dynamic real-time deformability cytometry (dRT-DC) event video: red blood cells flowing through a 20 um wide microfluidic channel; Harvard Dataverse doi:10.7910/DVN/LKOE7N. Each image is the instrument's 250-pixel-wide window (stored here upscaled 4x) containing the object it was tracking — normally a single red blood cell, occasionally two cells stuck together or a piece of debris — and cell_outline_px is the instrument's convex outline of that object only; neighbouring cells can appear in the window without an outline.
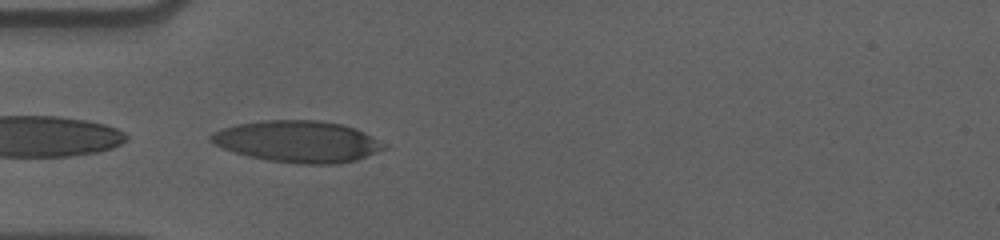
{"species": "human", "species_latin": "Homo sapiens", "temperature_condition": "cold", "stored_images_in_passage": 36, "camera_frame_rate_fps": 3000, "um_per_image_px": 0.085, "donor": {"sex": "male"}, "frame": {"image": 1, "passage_image": 1, "time_ms": 0.0, "image_size_px": [1000, 240], "cell_outline_px": [[388, 148], [356, 160], [336, 164], [296, 164], [268, 160], [248, 156], [224, 148], [208, 140], [208, 136], [212, 132], [220, 128], [236, 124], [260, 120], [320, 120], [340, 124], [356, 128], [364, 132], [384, 144]], "centroid_in_image_um": [25.28, 12.02], "position_along_channel_um": 59.7, "area_um2": 42.02}}
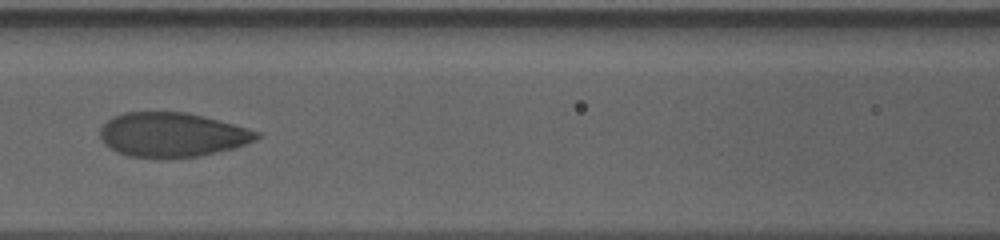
{"frame": {"image": 2, "passage_image": 9, "time_ms": 2.667, "image_size_px": [1000, 240], "cell_outline_px": [[260, 136], [256, 140], [232, 148], [196, 156], [128, 156], [116, 152], [104, 144], [100, 136], [100, 128], [112, 116], [124, 112], [184, 112], [232, 124], [260, 132]], "centroid_in_image_um": [14.57, 11.43], "position_along_channel_um": 152.0, "area_um2": 39.54}}
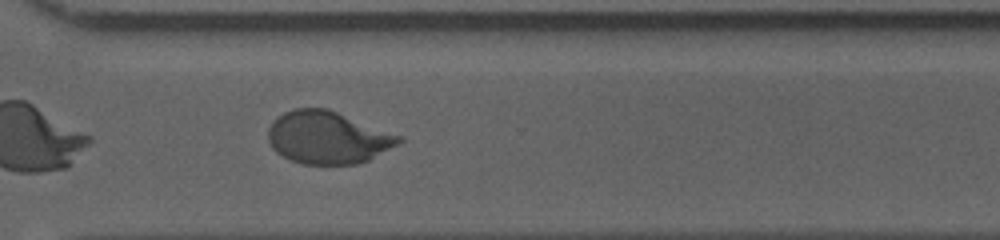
{"frame": {"image": 3, "passage_image": 25, "time_ms": 8.0, "image_size_px": [1000, 240], "cell_outline_px": [[404, 140], [368, 160], [356, 164], [300, 164], [276, 152], [272, 148], [268, 140], [268, 128], [276, 116], [284, 112], [296, 108], [328, 108], [404, 136]], "centroid_in_image_um": [27.86, 11.67], "position_along_channel_um": 342.7, "area_um2": 40.17}, "authors_computed_cell_mechanics": {"area_um2": 40.6912, "velocity_mm_per_s": 3.588, "shape_relaxation_time_tau1_ms": 4.271, "shape_relaxation_time_tau2_ms": null, "deformation_change_tau1": 0.1853, "deformation_change_tau2": null}}